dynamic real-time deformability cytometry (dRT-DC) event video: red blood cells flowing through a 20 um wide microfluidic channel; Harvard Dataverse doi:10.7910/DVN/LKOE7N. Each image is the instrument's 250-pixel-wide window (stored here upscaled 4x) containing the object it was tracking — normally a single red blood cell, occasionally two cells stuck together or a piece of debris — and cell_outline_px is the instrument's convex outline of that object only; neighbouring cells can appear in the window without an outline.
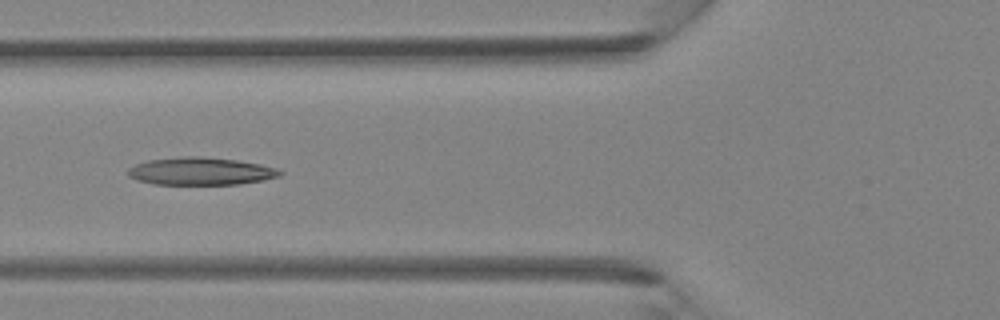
{"species": "Egyptian fruit bat (a non-hibernating species)", "species_latin": "Rousettus aegyptiacus", "temperature_condition": "room temperature", "stored_images_in_passage": 5, "camera_frame_rate_fps": 3000, "um_per_image_px": 0.085, "animal": {"sex": "female"}, "frame": {"image": 1, "passage_image": 5, "time_ms": 1.333, "image_size_px": [1000, 320], "cell_outline_px": [[284, 172], [280, 176], [264, 180], [240, 184], [152, 184], [136, 180], [128, 176], [128, 168], [136, 164], [148, 160], [180, 156], [200, 156], [236, 160], [260, 164], [276, 168]], "centroid_in_image_um": [17.05, 14.55], "position_along_channel_um": 108.8, "area_um2": 24.57}}